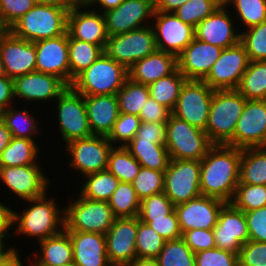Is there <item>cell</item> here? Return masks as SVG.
I'll return each mask as SVG.
<instances>
[{
	"mask_svg": "<svg viewBox=\"0 0 266 266\" xmlns=\"http://www.w3.org/2000/svg\"><path fill=\"white\" fill-rule=\"evenodd\" d=\"M242 149L214 144L200 161L202 195L231 203L237 185Z\"/></svg>",
	"mask_w": 266,
	"mask_h": 266,
	"instance_id": "6da1fadb",
	"label": "cell"
},
{
	"mask_svg": "<svg viewBox=\"0 0 266 266\" xmlns=\"http://www.w3.org/2000/svg\"><path fill=\"white\" fill-rule=\"evenodd\" d=\"M43 196L25 200L29 205L20 213L12 209L11 225L18 237L37 238L38 242L60 233L65 228V209L59 208L55 197Z\"/></svg>",
	"mask_w": 266,
	"mask_h": 266,
	"instance_id": "7a4b0ae2",
	"label": "cell"
},
{
	"mask_svg": "<svg viewBox=\"0 0 266 266\" xmlns=\"http://www.w3.org/2000/svg\"><path fill=\"white\" fill-rule=\"evenodd\" d=\"M245 103L236 89L214 90L205 129L213 144L234 147V132Z\"/></svg>",
	"mask_w": 266,
	"mask_h": 266,
	"instance_id": "3957f363",
	"label": "cell"
},
{
	"mask_svg": "<svg viewBox=\"0 0 266 266\" xmlns=\"http://www.w3.org/2000/svg\"><path fill=\"white\" fill-rule=\"evenodd\" d=\"M69 9L55 3H37L9 30L30 42L61 36L67 32Z\"/></svg>",
	"mask_w": 266,
	"mask_h": 266,
	"instance_id": "277c9868",
	"label": "cell"
},
{
	"mask_svg": "<svg viewBox=\"0 0 266 266\" xmlns=\"http://www.w3.org/2000/svg\"><path fill=\"white\" fill-rule=\"evenodd\" d=\"M128 78V69L103 52L74 79L71 87L83 96L117 94Z\"/></svg>",
	"mask_w": 266,
	"mask_h": 266,
	"instance_id": "5b68a950",
	"label": "cell"
},
{
	"mask_svg": "<svg viewBox=\"0 0 266 266\" xmlns=\"http://www.w3.org/2000/svg\"><path fill=\"white\" fill-rule=\"evenodd\" d=\"M213 145L205 131L170 115L165 143L170 159L201 161Z\"/></svg>",
	"mask_w": 266,
	"mask_h": 266,
	"instance_id": "8992f818",
	"label": "cell"
},
{
	"mask_svg": "<svg viewBox=\"0 0 266 266\" xmlns=\"http://www.w3.org/2000/svg\"><path fill=\"white\" fill-rule=\"evenodd\" d=\"M76 196L64 206V229L105 235L116 219L108 202Z\"/></svg>",
	"mask_w": 266,
	"mask_h": 266,
	"instance_id": "52a82bcc",
	"label": "cell"
},
{
	"mask_svg": "<svg viewBox=\"0 0 266 266\" xmlns=\"http://www.w3.org/2000/svg\"><path fill=\"white\" fill-rule=\"evenodd\" d=\"M152 25L124 34L108 36L104 53L129 69L135 62L157 51Z\"/></svg>",
	"mask_w": 266,
	"mask_h": 266,
	"instance_id": "ba28073f",
	"label": "cell"
},
{
	"mask_svg": "<svg viewBox=\"0 0 266 266\" xmlns=\"http://www.w3.org/2000/svg\"><path fill=\"white\" fill-rule=\"evenodd\" d=\"M56 104L58 126L61 138L68 142L92 136L84 96L77 93L71 86L54 101Z\"/></svg>",
	"mask_w": 266,
	"mask_h": 266,
	"instance_id": "9c48e42d",
	"label": "cell"
},
{
	"mask_svg": "<svg viewBox=\"0 0 266 266\" xmlns=\"http://www.w3.org/2000/svg\"><path fill=\"white\" fill-rule=\"evenodd\" d=\"M113 145L107 136L92 135L75 139L65 145L70 156V167L84 176L107 170L108 157Z\"/></svg>",
	"mask_w": 266,
	"mask_h": 266,
	"instance_id": "30bf717a",
	"label": "cell"
},
{
	"mask_svg": "<svg viewBox=\"0 0 266 266\" xmlns=\"http://www.w3.org/2000/svg\"><path fill=\"white\" fill-rule=\"evenodd\" d=\"M200 178V161L170 159L164 171V194L174 205L194 199L202 195Z\"/></svg>",
	"mask_w": 266,
	"mask_h": 266,
	"instance_id": "8fae6325",
	"label": "cell"
},
{
	"mask_svg": "<svg viewBox=\"0 0 266 266\" xmlns=\"http://www.w3.org/2000/svg\"><path fill=\"white\" fill-rule=\"evenodd\" d=\"M213 92L203 80H186L172 114L205 131Z\"/></svg>",
	"mask_w": 266,
	"mask_h": 266,
	"instance_id": "7c38bea8",
	"label": "cell"
},
{
	"mask_svg": "<svg viewBox=\"0 0 266 266\" xmlns=\"http://www.w3.org/2000/svg\"><path fill=\"white\" fill-rule=\"evenodd\" d=\"M249 62L245 46L239 42L222 50L203 81L214 90L237 89Z\"/></svg>",
	"mask_w": 266,
	"mask_h": 266,
	"instance_id": "4fadbf2b",
	"label": "cell"
},
{
	"mask_svg": "<svg viewBox=\"0 0 266 266\" xmlns=\"http://www.w3.org/2000/svg\"><path fill=\"white\" fill-rule=\"evenodd\" d=\"M40 166L39 162L16 167H0V182H3V186L8 188L12 195L22 199V202L41 197L49 191L50 179Z\"/></svg>",
	"mask_w": 266,
	"mask_h": 266,
	"instance_id": "5bb4252c",
	"label": "cell"
},
{
	"mask_svg": "<svg viewBox=\"0 0 266 266\" xmlns=\"http://www.w3.org/2000/svg\"><path fill=\"white\" fill-rule=\"evenodd\" d=\"M152 26L157 49L178 56L194 39L195 28L174 12H154Z\"/></svg>",
	"mask_w": 266,
	"mask_h": 266,
	"instance_id": "9a60e30c",
	"label": "cell"
},
{
	"mask_svg": "<svg viewBox=\"0 0 266 266\" xmlns=\"http://www.w3.org/2000/svg\"><path fill=\"white\" fill-rule=\"evenodd\" d=\"M154 12V0H123L115 9L103 13L107 35L115 36L148 26L145 21L153 19Z\"/></svg>",
	"mask_w": 266,
	"mask_h": 266,
	"instance_id": "2e32d148",
	"label": "cell"
},
{
	"mask_svg": "<svg viewBox=\"0 0 266 266\" xmlns=\"http://www.w3.org/2000/svg\"><path fill=\"white\" fill-rule=\"evenodd\" d=\"M234 147H266V100H246L234 132Z\"/></svg>",
	"mask_w": 266,
	"mask_h": 266,
	"instance_id": "e0dca14e",
	"label": "cell"
},
{
	"mask_svg": "<svg viewBox=\"0 0 266 266\" xmlns=\"http://www.w3.org/2000/svg\"><path fill=\"white\" fill-rule=\"evenodd\" d=\"M215 247L232 253L239 251L249 241V232L245 213L232 203H226L213 228Z\"/></svg>",
	"mask_w": 266,
	"mask_h": 266,
	"instance_id": "ac0fdd59",
	"label": "cell"
},
{
	"mask_svg": "<svg viewBox=\"0 0 266 266\" xmlns=\"http://www.w3.org/2000/svg\"><path fill=\"white\" fill-rule=\"evenodd\" d=\"M68 87L59 77L33 71L14 79V98L23 102H49L56 100Z\"/></svg>",
	"mask_w": 266,
	"mask_h": 266,
	"instance_id": "d6986e66",
	"label": "cell"
},
{
	"mask_svg": "<svg viewBox=\"0 0 266 266\" xmlns=\"http://www.w3.org/2000/svg\"><path fill=\"white\" fill-rule=\"evenodd\" d=\"M225 204L220 199L200 195L175 205L182 234L193 229H213Z\"/></svg>",
	"mask_w": 266,
	"mask_h": 266,
	"instance_id": "ffe728a7",
	"label": "cell"
},
{
	"mask_svg": "<svg viewBox=\"0 0 266 266\" xmlns=\"http://www.w3.org/2000/svg\"><path fill=\"white\" fill-rule=\"evenodd\" d=\"M34 43L36 71L59 77L70 86L68 33Z\"/></svg>",
	"mask_w": 266,
	"mask_h": 266,
	"instance_id": "44dd1931",
	"label": "cell"
},
{
	"mask_svg": "<svg viewBox=\"0 0 266 266\" xmlns=\"http://www.w3.org/2000/svg\"><path fill=\"white\" fill-rule=\"evenodd\" d=\"M232 18L228 7L222 4L195 27V38L222 49L235 46L240 42L241 30L236 29Z\"/></svg>",
	"mask_w": 266,
	"mask_h": 266,
	"instance_id": "7402d4cb",
	"label": "cell"
},
{
	"mask_svg": "<svg viewBox=\"0 0 266 266\" xmlns=\"http://www.w3.org/2000/svg\"><path fill=\"white\" fill-rule=\"evenodd\" d=\"M67 33L70 38L100 45L103 49L108 39L103 13L88 9L85 4L69 9Z\"/></svg>",
	"mask_w": 266,
	"mask_h": 266,
	"instance_id": "603a6c76",
	"label": "cell"
},
{
	"mask_svg": "<svg viewBox=\"0 0 266 266\" xmlns=\"http://www.w3.org/2000/svg\"><path fill=\"white\" fill-rule=\"evenodd\" d=\"M5 75L9 78L36 71L35 43L16 37L8 30L0 41Z\"/></svg>",
	"mask_w": 266,
	"mask_h": 266,
	"instance_id": "cb8c5ba5",
	"label": "cell"
},
{
	"mask_svg": "<svg viewBox=\"0 0 266 266\" xmlns=\"http://www.w3.org/2000/svg\"><path fill=\"white\" fill-rule=\"evenodd\" d=\"M138 217L116 218L105 234L109 262L129 264L136 254Z\"/></svg>",
	"mask_w": 266,
	"mask_h": 266,
	"instance_id": "d4e9b609",
	"label": "cell"
},
{
	"mask_svg": "<svg viewBox=\"0 0 266 266\" xmlns=\"http://www.w3.org/2000/svg\"><path fill=\"white\" fill-rule=\"evenodd\" d=\"M222 48L194 39L177 56L178 70L187 80H203L222 53Z\"/></svg>",
	"mask_w": 266,
	"mask_h": 266,
	"instance_id": "484cf974",
	"label": "cell"
},
{
	"mask_svg": "<svg viewBox=\"0 0 266 266\" xmlns=\"http://www.w3.org/2000/svg\"><path fill=\"white\" fill-rule=\"evenodd\" d=\"M93 135L108 136L120 115L116 94L84 96Z\"/></svg>",
	"mask_w": 266,
	"mask_h": 266,
	"instance_id": "4316f807",
	"label": "cell"
},
{
	"mask_svg": "<svg viewBox=\"0 0 266 266\" xmlns=\"http://www.w3.org/2000/svg\"><path fill=\"white\" fill-rule=\"evenodd\" d=\"M73 246V262L78 266H106L105 235L99 233L67 231Z\"/></svg>",
	"mask_w": 266,
	"mask_h": 266,
	"instance_id": "83f0119b",
	"label": "cell"
},
{
	"mask_svg": "<svg viewBox=\"0 0 266 266\" xmlns=\"http://www.w3.org/2000/svg\"><path fill=\"white\" fill-rule=\"evenodd\" d=\"M178 68L177 56L164 51H155L135 62L129 69V78L139 84L150 85Z\"/></svg>",
	"mask_w": 266,
	"mask_h": 266,
	"instance_id": "f1b7e54d",
	"label": "cell"
},
{
	"mask_svg": "<svg viewBox=\"0 0 266 266\" xmlns=\"http://www.w3.org/2000/svg\"><path fill=\"white\" fill-rule=\"evenodd\" d=\"M38 243L41 253L34 251L33 260L30 256L27 260L28 266H59L73 262V246L65 229Z\"/></svg>",
	"mask_w": 266,
	"mask_h": 266,
	"instance_id": "f546056e",
	"label": "cell"
},
{
	"mask_svg": "<svg viewBox=\"0 0 266 266\" xmlns=\"http://www.w3.org/2000/svg\"><path fill=\"white\" fill-rule=\"evenodd\" d=\"M125 147L142 167L164 172L170 162L169 153L164 143L133 139Z\"/></svg>",
	"mask_w": 266,
	"mask_h": 266,
	"instance_id": "4dcf8cb0",
	"label": "cell"
},
{
	"mask_svg": "<svg viewBox=\"0 0 266 266\" xmlns=\"http://www.w3.org/2000/svg\"><path fill=\"white\" fill-rule=\"evenodd\" d=\"M35 139L12 137L0 155V167H16L37 164L40 146Z\"/></svg>",
	"mask_w": 266,
	"mask_h": 266,
	"instance_id": "1f68e13d",
	"label": "cell"
},
{
	"mask_svg": "<svg viewBox=\"0 0 266 266\" xmlns=\"http://www.w3.org/2000/svg\"><path fill=\"white\" fill-rule=\"evenodd\" d=\"M239 184L266 185V147L242 149Z\"/></svg>",
	"mask_w": 266,
	"mask_h": 266,
	"instance_id": "d6a6232c",
	"label": "cell"
},
{
	"mask_svg": "<svg viewBox=\"0 0 266 266\" xmlns=\"http://www.w3.org/2000/svg\"><path fill=\"white\" fill-rule=\"evenodd\" d=\"M70 86L74 79L93 64L104 52L100 45L83 42L68 36Z\"/></svg>",
	"mask_w": 266,
	"mask_h": 266,
	"instance_id": "836d02e7",
	"label": "cell"
},
{
	"mask_svg": "<svg viewBox=\"0 0 266 266\" xmlns=\"http://www.w3.org/2000/svg\"><path fill=\"white\" fill-rule=\"evenodd\" d=\"M236 90L246 100H266V60L250 61Z\"/></svg>",
	"mask_w": 266,
	"mask_h": 266,
	"instance_id": "e575fe53",
	"label": "cell"
},
{
	"mask_svg": "<svg viewBox=\"0 0 266 266\" xmlns=\"http://www.w3.org/2000/svg\"><path fill=\"white\" fill-rule=\"evenodd\" d=\"M84 177V184L80 186L82 188L78 194L91 200L108 202L120 184V181L108 170L88 174Z\"/></svg>",
	"mask_w": 266,
	"mask_h": 266,
	"instance_id": "d590c367",
	"label": "cell"
},
{
	"mask_svg": "<svg viewBox=\"0 0 266 266\" xmlns=\"http://www.w3.org/2000/svg\"><path fill=\"white\" fill-rule=\"evenodd\" d=\"M186 80L177 68L172 74L148 85L150 97L172 112Z\"/></svg>",
	"mask_w": 266,
	"mask_h": 266,
	"instance_id": "8d00e7d4",
	"label": "cell"
},
{
	"mask_svg": "<svg viewBox=\"0 0 266 266\" xmlns=\"http://www.w3.org/2000/svg\"><path fill=\"white\" fill-rule=\"evenodd\" d=\"M0 117L10 130L12 137L36 139L35 135L40 134L37 118L33 116V112L31 114L27 109L19 110L14 104L1 112Z\"/></svg>",
	"mask_w": 266,
	"mask_h": 266,
	"instance_id": "74e56055",
	"label": "cell"
},
{
	"mask_svg": "<svg viewBox=\"0 0 266 266\" xmlns=\"http://www.w3.org/2000/svg\"><path fill=\"white\" fill-rule=\"evenodd\" d=\"M141 169L140 163L124 146H113L108 157L107 170L120 182L132 183Z\"/></svg>",
	"mask_w": 266,
	"mask_h": 266,
	"instance_id": "f35d334b",
	"label": "cell"
},
{
	"mask_svg": "<svg viewBox=\"0 0 266 266\" xmlns=\"http://www.w3.org/2000/svg\"><path fill=\"white\" fill-rule=\"evenodd\" d=\"M120 113L139 116L145 101L150 97L148 85L139 84L128 78L116 94Z\"/></svg>",
	"mask_w": 266,
	"mask_h": 266,
	"instance_id": "ab89813d",
	"label": "cell"
},
{
	"mask_svg": "<svg viewBox=\"0 0 266 266\" xmlns=\"http://www.w3.org/2000/svg\"><path fill=\"white\" fill-rule=\"evenodd\" d=\"M141 200L131 183L120 182L108 201L116 218L138 217Z\"/></svg>",
	"mask_w": 266,
	"mask_h": 266,
	"instance_id": "60d3db41",
	"label": "cell"
},
{
	"mask_svg": "<svg viewBox=\"0 0 266 266\" xmlns=\"http://www.w3.org/2000/svg\"><path fill=\"white\" fill-rule=\"evenodd\" d=\"M223 4L236 10L234 14L245 30L266 21V0H223Z\"/></svg>",
	"mask_w": 266,
	"mask_h": 266,
	"instance_id": "b9f144b4",
	"label": "cell"
},
{
	"mask_svg": "<svg viewBox=\"0 0 266 266\" xmlns=\"http://www.w3.org/2000/svg\"><path fill=\"white\" fill-rule=\"evenodd\" d=\"M156 260L159 266H195V253L181 237L165 241Z\"/></svg>",
	"mask_w": 266,
	"mask_h": 266,
	"instance_id": "7bdbcfd3",
	"label": "cell"
},
{
	"mask_svg": "<svg viewBox=\"0 0 266 266\" xmlns=\"http://www.w3.org/2000/svg\"><path fill=\"white\" fill-rule=\"evenodd\" d=\"M223 0H190L174 12L184 23L196 27L202 20L213 14Z\"/></svg>",
	"mask_w": 266,
	"mask_h": 266,
	"instance_id": "ee69618b",
	"label": "cell"
},
{
	"mask_svg": "<svg viewBox=\"0 0 266 266\" xmlns=\"http://www.w3.org/2000/svg\"><path fill=\"white\" fill-rule=\"evenodd\" d=\"M165 241L154 229L138 218L135 244L137 258H156L162 250Z\"/></svg>",
	"mask_w": 266,
	"mask_h": 266,
	"instance_id": "f6af8a7d",
	"label": "cell"
},
{
	"mask_svg": "<svg viewBox=\"0 0 266 266\" xmlns=\"http://www.w3.org/2000/svg\"><path fill=\"white\" fill-rule=\"evenodd\" d=\"M231 203L243 212L266 207V185L238 184Z\"/></svg>",
	"mask_w": 266,
	"mask_h": 266,
	"instance_id": "bcb514c9",
	"label": "cell"
},
{
	"mask_svg": "<svg viewBox=\"0 0 266 266\" xmlns=\"http://www.w3.org/2000/svg\"><path fill=\"white\" fill-rule=\"evenodd\" d=\"M241 32L240 42L245 46L250 61L266 60V21Z\"/></svg>",
	"mask_w": 266,
	"mask_h": 266,
	"instance_id": "7dc6e473",
	"label": "cell"
},
{
	"mask_svg": "<svg viewBox=\"0 0 266 266\" xmlns=\"http://www.w3.org/2000/svg\"><path fill=\"white\" fill-rule=\"evenodd\" d=\"M164 172L142 167L138 175L132 181L137 196L140 200L151 195L164 192Z\"/></svg>",
	"mask_w": 266,
	"mask_h": 266,
	"instance_id": "c3c4849f",
	"label": "cell"
},
{
	"mask_svg": "<svg viewBox=\"0 0 266 266\" xmlns=\"http://www.w3.org/2000/svg\"><path fill=\"white\" fill-rule=\"evenodd\" d=\"M140 124L141 119L139 116L127 113H120L112 128V131L107 136V138L113 146L125 147L135 137L136 132L140 127Z\"/></svg>",
	"mask_w": 266,
	"mask_h": 266,
	"instance_id": "681fc988",
	"label": "cell"
},
{
	"mask_svg": "<svg viewBox=\"0 0 266 266\" xmlns=\"http://www.w3.org/2000/svg\"><path fill=\"white\" fill-rule=\"evenodd\" d=\"M174 209L175 205L162 192L141 200L138 218L140 221H153L165 218Z\"/></svg>",
	"mask_w": 266,
	"mask_h": 266,
	"instance_id": "f907efd6",
	"label": "cell"
},
{
	"mask_svg": "<svg viewBox=\"0 0 266 266\" xmlns=\"http://www.w3.org/2000/svg\"><path fill=\"white\" fill-rule=\"evenodd\" d=\"M37 3L34 0H0V20L8 30Z\"/></svg>",
	"mask_w": 266,
	"mask_h": 266,
	"instance_id": "816d5d0a",
	"label": "cell"
},
{
	"mask_svg": "<svg viewBox=\"0 0 266 266\" xmlns=\"http://www.w3.org/2000/svg\"><path fill=\"white\" fill-rule=\"evenodd\" d=\"M195 266H239L238 254L219 248L195 253Z\"/></svg>",
	"mask_w": 266,
	"mask_h": 266,
	"instance_id": "f5cc1de1",
	"label": "cell"
},
{
	"mask_svg": "<svg viewBox=\"0 0 266 266\" xmlns=\"http://www.w3.org/2000/svg\"><path fill=\"white\" fill-rule=\"evenodd\" d=\"M239 266H266V242L249 240L238 254Z\"/></svg>",
	"mask_w": 266,
	"mask_h": 266,
	"instance_id": "db71d44e",
	"label": "cell"
},
{
	"mask_svg": "<svg viewBox=\"0 0 266 266\" xmlns=\"http://www.w3.org/2000/svg\"><path fill=\"white\" fill-rule=\"evenodd\" d=\"M154 229L166 241L182 237L178 216L175 209L165 218L153 219V221H142Z\"/></svg>",
	"mask_w": 266,
	"mask_h": 266,
	"instance_id": "11a10c76",
	"label": "cell"
},
{
	"mask_svg": "<svg viewBox=\"0 0 266 266\" xmlns=\"http://www.w3.org/2000/svg\"><path fill=\"white\" fill-rule=\"evenodd\" d=\"M244 213L248 225L249 240L266 242V207Z\"/></svg>",
	"mask_w": 266,
	"mask_h": 266,
	"instance_id": "9f6ffc18",
	"label": "cell"
},
{
	"mask_svg": "<svg viewBox=\"0 0 266 266\" xmlns=\"http://www.w3.org/2000/svg\"><path fill=\"white\" fill-rule=\"evenodd\" d=\"M182 238L194 253L215 248L213 229L188 230Z\"/></svg>",
	"mask_w": 266,
	"mask_h": 266,
	"instance_id": "6f0895ef",
	"label": "cell"
},
{
	"mask_svg": "<svg viewBox=\"0 0 266 266\" xmlns=\"http://www.w3.org/2000/svg\"><path fill=\"white\" fill-rule=\"evenodd\" d=\"M133 139H142L153 143H166V122H143Z\"/></svg>",
	"mask_w": 266,
	"mask_h": 266,
	"instance_id": "680465c9",
	"label": "cell"
},
{
	"mask_svg": "<svg viewBox=\"0 0 266 266\" xmlns=\"http://www.w3.org/2000/svg\"><path fill=\"white\" fill-rule=\"evenodd\" d=\"M172 112L159 104L156 100L149 97L145 101V105L142 107V110L139 114L141 121L143 122H167Z\"/></svg>",
	"mask_w": 266,
	"mask_h": 266,
	"instance_id": "91938a15",
	"label": "cell"
},
{
	"mask_svg": "<svg viewBox=\"0 0 266 266\" xmlns=\"http://www.w3.org/2000/svg\"><path fill=\"white\" fill-rule=\"evenodd\" d=\"M14 79L6 75L0 77V113L14 103Z\"/></svg>",
	"mask_w": 266,
	"mask_h": 266,
	"instance_id": "94428289",
	"label": "cell"
},
{
	"mask_svg": "<svg viewBox=\"0 0 266 266\" xmlns=\"http://www.w3.org/2000/svg\"><path fill=\"white\" fill-rule=\"evenodd\" d=\"M11 220H12V208L5 205L0 201V234H13L11 233ZM10 231V232H9Z\"/></svg>",
	"mask_w": 266,
	"mask_h": 266,
	"instance_id": "6125c7cd",
	"label": "cell"
},
{
	"mask_svg": "<svg viewBox=\"0 0 266 266\" xmlns=\"http://www.w3.org/2000/svg\"><path fill=\"white\" fill-rule=\"evenodd\" d=\"M187 1L190 0H154L155 12H175Z\"/></svg>",
	"mask_w": 266,
	"mask_h": 266,
	"instance_id": "be15d7a7",
	"label": "cell"
},
{
	"mask_svg": "<svg viewBox=\"0 0 266 266\" xmlns=\"http://www.w3.org/2000/svg\"><path fill=\"white\" fill-rule=\"evenodd\" d=\"M123 2V0H89L85 5L88 6V8H93V10L97 11L98 9H101V11L99 10L98 12L104 13L107 12L109 10L115 9L116 7H118L121 3ZM98 4V5H97Z\"/></svg>",
	"mask_w": 266,
	"mask_h": 266,
	"instance_id": "e7e4bbea",
	"label": "cell"
},
{
	"mask_svg": "<svg viewBox=\"0 0 266 266\" xmlns=\"http://www.w3.org/2000/svg\"><path fill=\"white\" fill-rule=\"evenodd\" d=\"M17 248L13 249L5 258L0 259V266H24L20 252Z\"/></svg>",
	"mask_w": 266,
	"mask_h": 266,
	"instance_id": "03108f58",
	"label": "cell"
},
{
	"mask_svg": "<svg viewBox=\"0 0 266 266\" xmlns=\"http://www.w3.org/2000/svg\"><path fill=\"white\" fill-rule=\"evenodd\" d=\"M11 138L12 136L10 130L0 117V155L2 151L9 145Z\"/></svg>",
	"mask_w": 266,
	"mask_h": 266,
	"instance_id": "003e7915",
	"label": "cell"
},
{
	"mask_svg": "<svg viewBox=\"0 0 266 266\" xmlns=\"http://www.w3.org/2000/svg\"><path fill=\"white\" fill-rule=\"evenodd\" d=\"M12 239V234H0V259L5 258L16 246L8 247V244H5V239L8 237ZM8 247V248H7Z\"/></svg>",
	"mask_w": 266,
	"mask_h": 266,
	"instance_id": "a7ac6f4b",
	"label": "cell"
},
{
	"mask_svg": "<svg viewBox=\"0 0 266 266\" xmlns=\"http://www.w3.org/2000/svg\"><path fill=\"white\" fill-rule=\"evenodd\" d=\"M128 266H159L156 258H135Z\"/></svg>",
	"mask_w": 266,
	"mask_h": 266,
	"instance_id": "89a4df30",
	"label": "cell"
},
{
	"mask_svg": "<svg viewBox=\"0 0 266 266\" xmlns=\"http://www.w3.org/2000/svg\"><path fill=\"white\" fill-rule=\"evenodd\" d=\"M43 3H55L62 5L68 9L80 5V3L77 0H43Z\"/></svg>",
	"mask_w": 266,
	"mask_h": 266,
	"instance_id": "2644e50d",
	"label": "cell"
},
{
	"mask_svg": "<svg viewBox=\"0 0 266 266\" xmlns=\"http://www.w3.org/2000/svg\"><path fill=\"white\" fill-rule=\"evenodd\" d=\"M3 75H5V72H4L2 56H1V53H0V77L3 76Z\"/></svg>",
	"mask_w": 266,
	"mask_h": 266,
	"instance_id": "8c879c8a",
	"label": "cell"
},
{
	"mask_svg": "<svg viewBox=\"0 0 266 266\" xmlns=\"http://www.w3.org/2000/svg\"><path fill=\"white\" fill-rule=\"evenodd\" d=\"M106 266H128L126 263L109 262Z\"/></svg>",
	"mask_w": 266,
	"mask_h": 266,
	"instance_id": "753ad0ef",
	"label": "cell"
},
{
	"mask_svg": "<svg viewBox=\"0 0 266 266\" xmlns=\"http://www.w3.org/2000/svg\"><path fill=\"white\" fill-rule=\"evenodd\" d=\"M8 30H0V41Z\"/></svg>",
	"mask_w": 266,
	"mask_h": 266,
	"instance_id": "34e18365",
	"label": "cell"
},
{
	"mask_svg": "<svg viewBox=\"0 0 266 266\" xmlns=\"http://www.w3.org/2000/svg\"><path fill=\"white\" fill-rule=\"evenodd\" d=\"M59 266H78V265H76L74 262H71V263H68L65 265H59Z\"/></svg>",
	"mask_w": 266,
	"mask_h": 266,
	"instance_id": "11e5206c",
	"label": "cell"
},
{
	"mask_svg": "<svg viewBox=\"0 0 266 266\" xmlns=\"http://www.w3.org/2000/svg\"><path fill=\"white\" fill-rule=\"evenodd\" d=\"M80 4H86L89 0H77Z\"/></svg>",
	"mask_w": 266,
	"mask_h": 266,
	"instance_id": "2a66077c",
	"label": "cell"
},
{
	"mask_svg": "<svg viewBox=\"0 0 266 266\" xmlns=\"http://www.w3.org/2000/svg\"><path fill=\"white\" fill-rule=\"evenodd\" d=\"M0 30H8L6 27L3 26V24L1 23V20H0Z\"/></svg>",
	"mask_w": 266,
	"mask_h": 266,
	"instance_id": "b9fcfbb0",
	"label": "cell"
},
{
	"mask_svg": "<svg viewBox=\"0 0 266 266\" xmlns=\"http://www.w3.org/2000/svg\"><path fill=\"white\" fill-rule=\"evenodd\" d=\"M36 3H43V0H34Z\"/></svg>",
	"mask_w": 266,
	"mask_h": 266,
	"instance_id": "09005b40",
	"label": "cell"
}]
</instances>
